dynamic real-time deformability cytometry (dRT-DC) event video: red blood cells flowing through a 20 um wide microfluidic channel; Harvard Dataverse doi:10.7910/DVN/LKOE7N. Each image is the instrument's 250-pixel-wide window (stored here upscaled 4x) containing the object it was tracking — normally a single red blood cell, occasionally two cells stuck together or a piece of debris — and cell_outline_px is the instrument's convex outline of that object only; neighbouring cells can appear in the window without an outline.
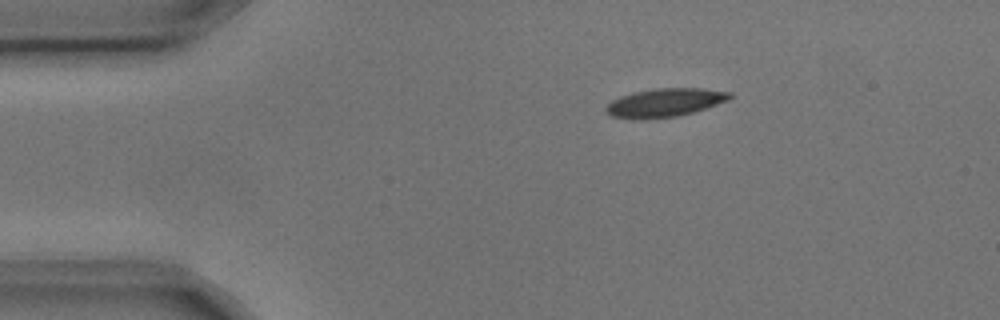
{"species": "common noctule bat (a hibernating species)", "species_latin": "Nyctalus noctula", "temperature_condition": "cold", "stored_images_in_passage": 4, "camera_frame_rate_fps": 3000, "um_per_image_px": 0.085, "animal": {"sex": "male", "body_mass_g": 17.9, "forearm_length_mm": 54.2}, "frame": {"image": 1, "passage_image": 1, "time_ms": 0.0, "image_size_px": [1000, 320], "cell_outline_px": [[732, 96], [728, 100], [692, 112], [676, 116], [612, 116], [604, 112], [604, 108], [612, 100], [620, 96], [632, 92], [656, 88], [704, 88], [732, 92]], "centroid_in_image_um": [56.55, 8.66], "position_along_channel_um": 28.4, "area_um2": 19.65}}
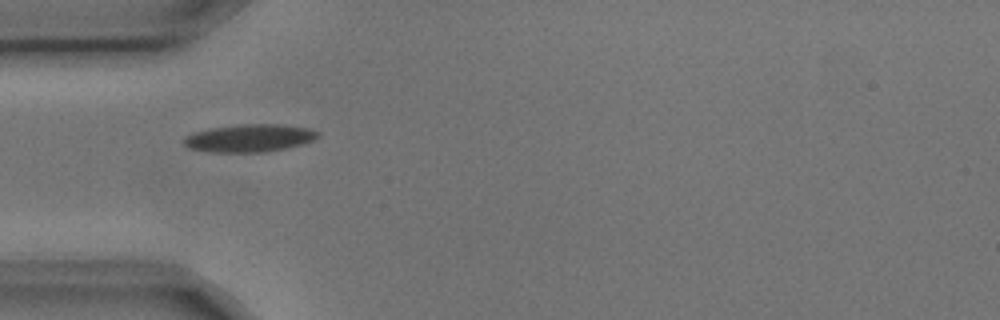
{"frame": {"image": 2, "passage_image": 3, "time_ms": 0.667, "image_size_px": [1000, 320], "cell_outline_px": [[320, 136], [312, 140], [300, 144], [284, 148], [264, 152], [212, 152], [188, 148], [184, 144], [184, 136], [192, 132], [208, 128], [244, 124], [280, 124], [308, 128], [320, 132]], "centroid_in_image_um": [21.16, 11.73], "position_along_channel_um": 63.8, "area_um2": 21.62}}